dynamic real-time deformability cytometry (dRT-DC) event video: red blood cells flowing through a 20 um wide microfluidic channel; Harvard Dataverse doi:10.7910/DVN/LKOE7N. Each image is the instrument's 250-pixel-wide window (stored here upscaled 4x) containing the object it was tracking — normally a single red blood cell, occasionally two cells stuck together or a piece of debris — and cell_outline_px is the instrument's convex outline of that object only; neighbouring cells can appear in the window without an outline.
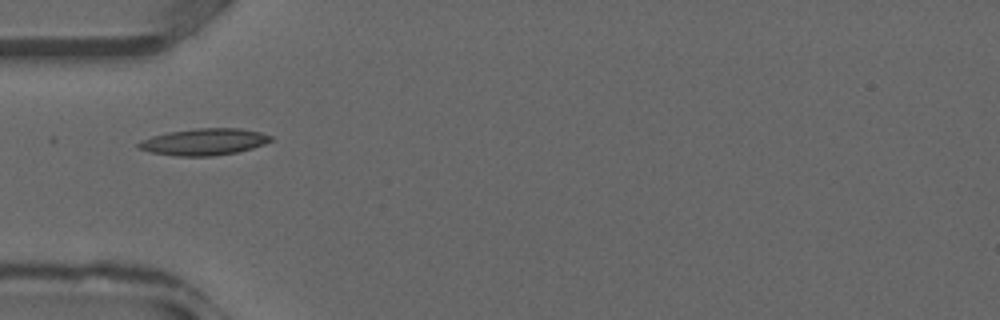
{"species": "common noctule bat (a hibernating species)", "species_latin": "Nyctalus noctula", "temperature_condition": "warm", "stored_images_in_passage": 16, "camera_frame_rate_fps": 3000, "um_per_image_px": 0.085, "animal": {"sex": "male", "forearm_length_mm": 52.5}, "frame": {"image": 1, "passage_image": 1, "time_ms": 0.0, "image_size_px": [1000, 320], "cell_outline_px": [[268, 140], [244, 148], [228, 152], [164, 152], [164, 148], [172, 136], [180, 132], [248, 132], [264, 136]], "centroid_in_image_um": [18.02, 12.05], "position_along_channel_um": 67.0, "area_um2": 12.31}}
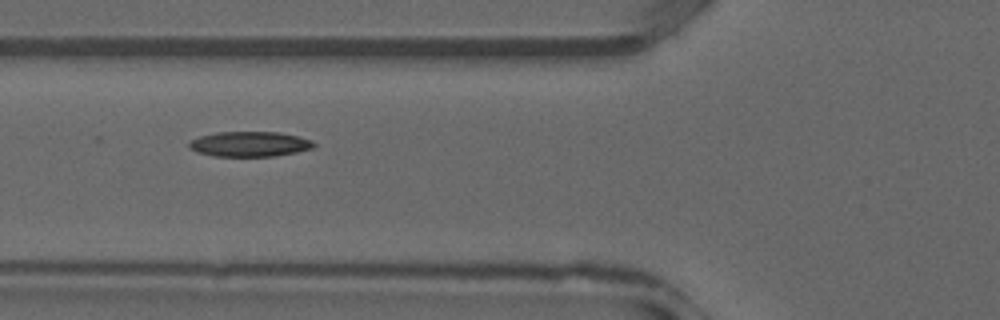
{"frame": {"image": 2, "passage_image": 3, "time_ms": 0.667, "image_size_px": [1000, 320], "cell_outline_px": [[312, 144], [304, 148], [288, 152], [264, 156], [228, 156], [204, 152], [196, 148], [192, 144], [200, 140], [212, 136], [232, 132], [264, 132], [292, 136], [304, 140]], "centroid_in_image_um": [21.27, 12.25], "position_along_channel_um": 104.5, "area_um2": 15.32}}
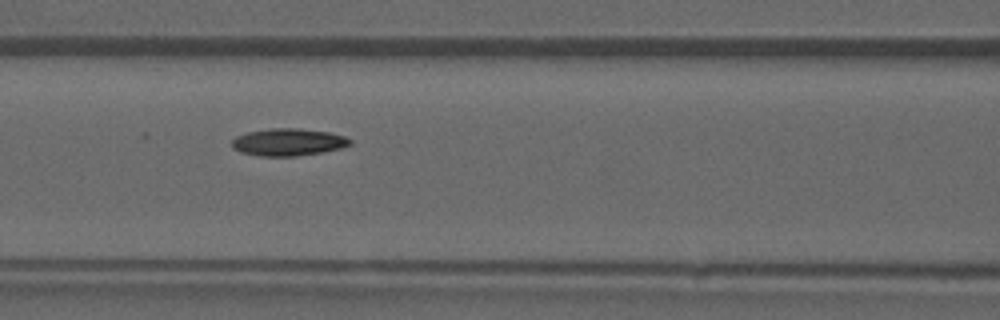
{"frame": {"image": 3, "passage_image": 5, "time_ms": 1.333, "image_size_px": [1000, 320], "cell_outline_px": [[348, 140], [344, 144], [332, 148], [312, 152], [248, 152], [240, 148], [236, 144], [236, 140], [244, 136], [260, 132], [320, 132], [336, 136]], "centroid_in_image_um": [24.56, 12.07], "position_along_channel_um": 142.0, "area_um2": 13.47}}